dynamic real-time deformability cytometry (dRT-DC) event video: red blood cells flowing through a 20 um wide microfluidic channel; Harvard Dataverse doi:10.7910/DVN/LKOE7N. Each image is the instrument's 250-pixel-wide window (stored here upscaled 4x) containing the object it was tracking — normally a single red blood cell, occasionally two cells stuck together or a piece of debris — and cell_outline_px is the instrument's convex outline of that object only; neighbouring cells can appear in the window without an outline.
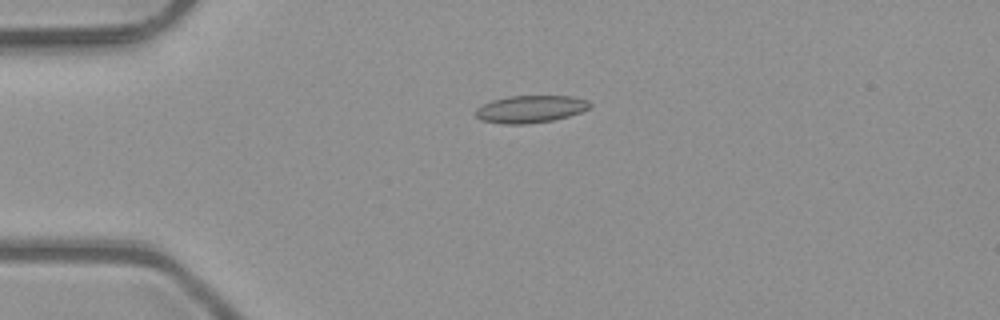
{"species": "common noctule bat (a hibernating species)", "species_latin": "Nyctalus noctula", "temperature_condition": "room temperature", "stored_images_in_passage": 2, "camera_frame_rate_fps": 3000, "um_per_image_px": 0.085, "animal": {"sex": "male", "body_mass_g": 23.1, "forearm_length_mm": 52.7}, "frame": {"image": 1, "passage_image": 1, "time_ms": 0.0, "image_size_px": [1000, 320], "cell_outline_px": [[592, 104], [588, 108], [580, 112], [568, 116], [552, 120], [524, 124], [504, 124], [480, 120], [476, 116], [476, 108], [492, 100], [508, 96], [572, 96], [588, 100]], "centroid_in_image_um": [45.08, 9.26], "position_along_channel_um": 39.9, "area_um2": 18.09}}